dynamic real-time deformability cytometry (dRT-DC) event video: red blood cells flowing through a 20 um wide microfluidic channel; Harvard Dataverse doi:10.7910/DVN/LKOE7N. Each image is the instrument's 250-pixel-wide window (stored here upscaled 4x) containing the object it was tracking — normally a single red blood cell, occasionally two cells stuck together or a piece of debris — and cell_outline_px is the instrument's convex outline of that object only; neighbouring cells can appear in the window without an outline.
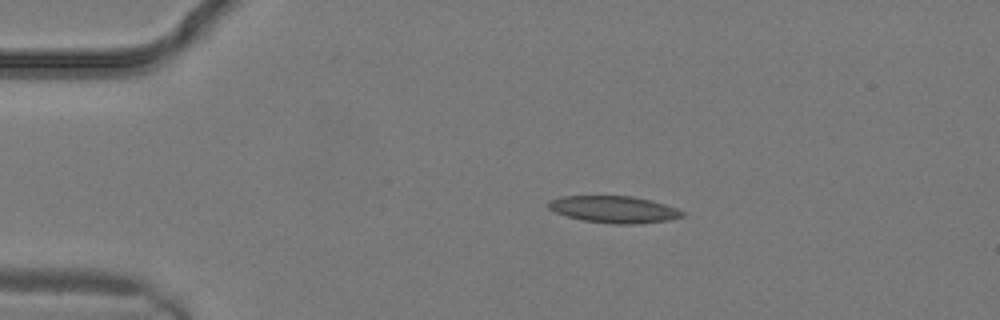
{"species": "common noctule bat (a hibernating species)", "species_latin": "Nyctalus noctula", "temperature_condition": "warm", "stored_images_in_passage": 1, "camera_frame_rate_fps": 3000, "um_per_image_px": 0.085, "animal": {"sex": "male", "body_mass_g": 19.2, "forearm_length_mm": 51.8}, "frame": {"image": 1, "passage_image": 1, "time_ms": 0.0, "image_size_px": [1000, 320], "cell_outline_px": [[684, 216], [672, 220], [640, 224], [612, 224], [584, 220], [568, 216], [556, 212], [548, 208], [548, 200], [560, 196], [632, 196], [652, 200], [676, 208], [684, 212]], "centroid_in_image_um": [52.22, 17.8], "position_along_channel_um": 32.8, "area_um2": 21.1}}